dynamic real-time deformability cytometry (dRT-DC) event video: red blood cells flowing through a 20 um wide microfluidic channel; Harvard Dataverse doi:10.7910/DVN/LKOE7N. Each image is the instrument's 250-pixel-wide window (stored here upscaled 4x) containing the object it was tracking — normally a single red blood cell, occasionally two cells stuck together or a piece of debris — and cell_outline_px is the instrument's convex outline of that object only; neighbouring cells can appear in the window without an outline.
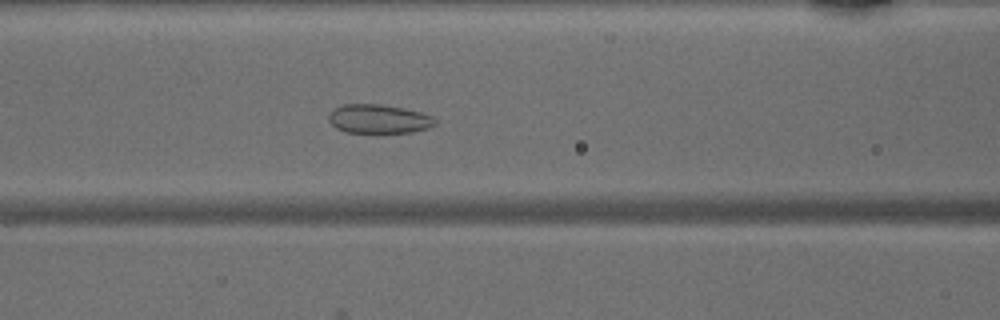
{"species": "common noctule bat (a hibernating species)", "species_latin": "Nyctalus noctula", "temperature_condition": "warm", "stored_images_in_passage": 49, "segment_of_instrument_passage": [1, 2], "camera_frame_rate_fps": 3000, "um_per_image_px": 0.085, "animal": {"sex": "male", "body_mass_g": 15.6}, "frame": {"image": 1, "passage_image": 20, "time_ms": 6.333, "image_size_px": [1000, 320], "cell_outline_px": [[436, 124], [428, 128], [412, 132], [380, 136], [344, 132], [336, 128], [328, 120], [328, 116], [336, 108], [344, 104], [380, 104], [404, 108], [420, 112], [432, 116], [436, 120]], "centroid_in_image_um": [32.2, 10.17], "position_along_channel_um": 134.4, "area_um2": 18.79}}
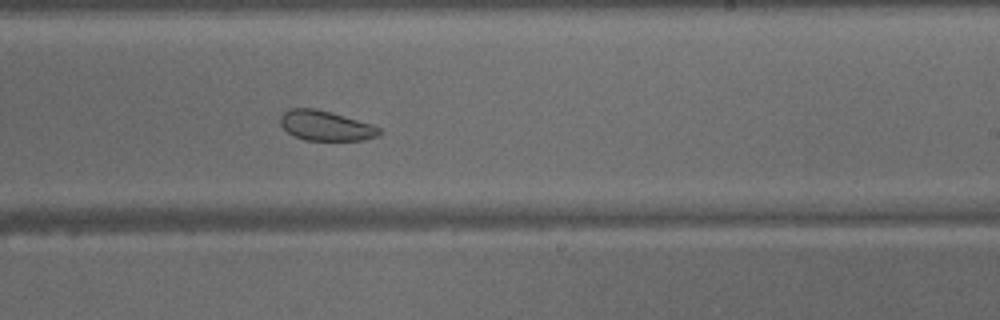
{"frame": {"image": 2, "passage_image": 29, "time_ms": 9.333, "image_size_px": [1000, 320], "cell_outline_px": [[380, 132], [376, 136], [364, 140], [304, 140], [288, 132], [280, 124], [280, 116], [288, 108], [316, 108], [372, 124], [380, 128]], "centroid_in_image_um": [27.66, 10.67], "position_along_channel_um": 261.3, "area_um2": 17.11}}
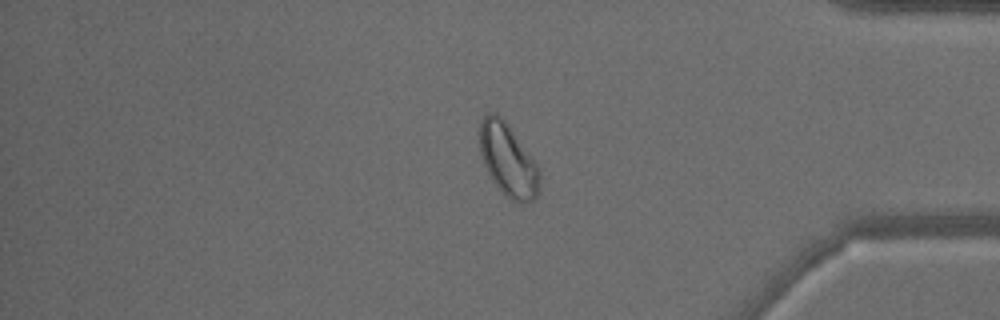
{"frame": {"image": 3, "passage_image": 40, "time_ms": 13.0, "image_size_px": [1000, 320], "cell_outline_px": [[540, 192], [532, 200], [524, 204], [520, 204], [512, 200], [492, 180], [484, 164], [480, 152], [480, 120], [488, 112], [496, 112], [508, 124], [540, 168]], "centroid_in_image_um": [43.21, 13.6], "position_along_channel_um": 392.0, "area_um2": 25.37}}